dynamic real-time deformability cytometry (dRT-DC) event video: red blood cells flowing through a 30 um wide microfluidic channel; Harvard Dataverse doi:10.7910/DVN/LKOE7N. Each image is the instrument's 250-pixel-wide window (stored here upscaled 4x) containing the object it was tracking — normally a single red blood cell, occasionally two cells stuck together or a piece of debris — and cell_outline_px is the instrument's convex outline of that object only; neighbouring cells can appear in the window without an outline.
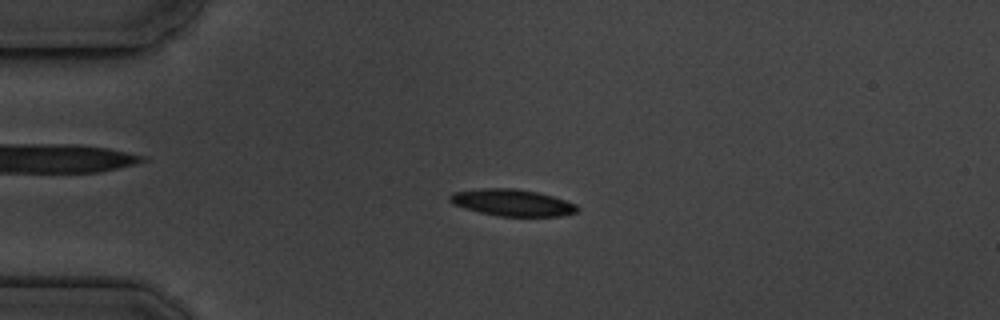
{"species": "common noctule bat (a hibernating species)", "species_latin": "Nyctalus noctula", "temperature_condition": "cold", "stored_images_in_passage": 5, "camera_frame_rate_fps": 3000, "um_per_image_px": 0.085, "animal": {"sex": "male", "body_mass_g": 19.5, "forearm_length_mm": 54.6}, "frame": {"image": 1, "passage_image": 4, "time_ms": 3.667, "image_size_px": [1000, 320], "cell_outline_px": [[580, 208], [576, 212], [560, 216], [500, 216], [480, 212], [464, 208], [452, 204], [448, 200], [448, 196], [452, 192], [480, 188], [516, 188], [536, 192], [552, 196], [576, 204]], "centroid_in_image_um": [43.5, 17.21], "position_along_channel_um": 41.5, "area_um2": 19.88}}